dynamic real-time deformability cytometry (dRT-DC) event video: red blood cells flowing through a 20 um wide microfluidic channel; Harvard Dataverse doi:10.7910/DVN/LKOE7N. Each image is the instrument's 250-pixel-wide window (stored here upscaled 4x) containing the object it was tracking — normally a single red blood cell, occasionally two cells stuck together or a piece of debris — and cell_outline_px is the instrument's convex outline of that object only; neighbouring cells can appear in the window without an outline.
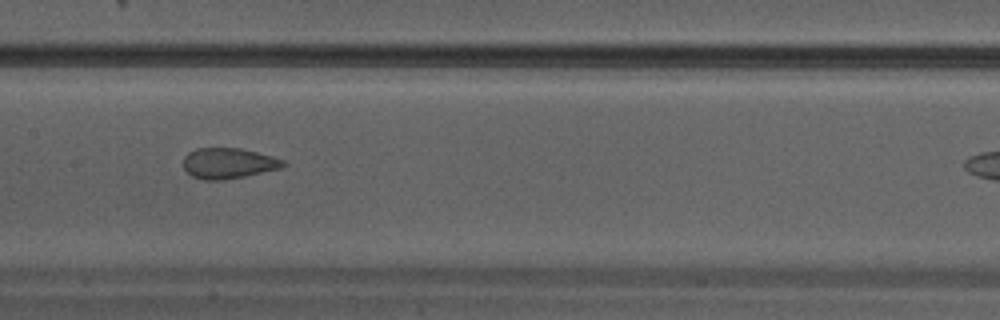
{"species": "Egyptian fruit bat (a non-hibernating species)", "species_latin": "Rousettus aegyptiacus", "temperature_condition": "warm", "stored_images_in_passage": 16, "camera_frame_rate_fps": 3000, "um_per_image_px": 0.085, "animal": {"sex": "male"}, "frame": {"image": 1, "passage_image": 7, "time_ms": 2.0, "image_size_px": [1000, 320], "cell_outline_px": [[288, 164], [280, 168], [244, 176], [224, 180], [204, 180], [192, 176], [184, 168], [184, 156], [188, 152], [196, 148], [240, 148], [272, 156], [284, 160]], "centroid_in_image_um": [19.4, 13.87], "position_along_channel_um": 188.0, "area_um2": 17.74}}
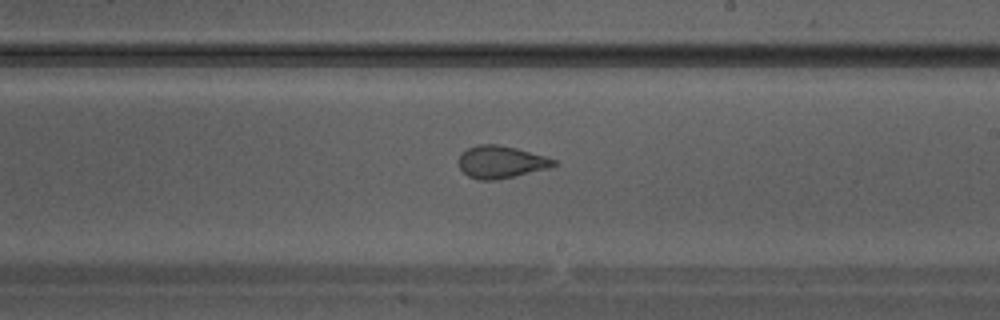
{"frame": {"image": 2, "passage_image": 10, "time_ms": 3.0, "image_size_px": [1000, 320], "cell_outline_px": [[556, 164], [548, 168], [512, 176], [492, 180], [480, 180], [468, 176], [460, 168], [460, 152], [476, 144], [496, 144], [516, 148], [544, 156], [556, 160]], "centroid_in_image_um": [42.54, 13.75], "position_along_channel_um": 246.5, "area_um2": 17.57}}